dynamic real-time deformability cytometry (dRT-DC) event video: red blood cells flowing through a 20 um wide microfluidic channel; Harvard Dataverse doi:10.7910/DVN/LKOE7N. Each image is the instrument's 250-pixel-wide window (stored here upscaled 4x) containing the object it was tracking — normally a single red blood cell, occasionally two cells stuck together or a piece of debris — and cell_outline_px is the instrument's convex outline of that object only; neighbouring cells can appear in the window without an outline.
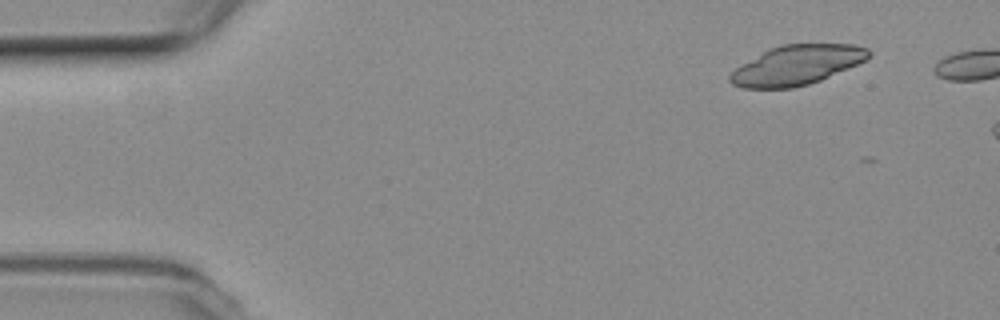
{"species": "common noctule bat (a hibernating species)", "species_latin": "Nyctalus noctula", "temperature_condition": "room temperature", "stored_images_in_passage": 6, "camera_frame_rate_fps": 3000, "um_per_image_px": 0.085, "animal": {"sex": "female", "body_mass_g": 19.3, "forearm_length_mm": 54.1}, "frame": {"image": 1, "passage_image": 5, "time_ms": 1.333, "image_size_px": [1000, 320], "cell_outline_px": [[872, 56], [856, 64], [820, 80], [808, 84], [792, 88], [744, 88], [732, 84], [728, 80], [728, 76], [736, 68], [768, 48], [780, 44], [852, 44], [868, 48], [872, 52]], "centroid_in_image_um": [67.71, 5.52], "position_along_channel_um": 17.3, "area_um2": 31.85}}